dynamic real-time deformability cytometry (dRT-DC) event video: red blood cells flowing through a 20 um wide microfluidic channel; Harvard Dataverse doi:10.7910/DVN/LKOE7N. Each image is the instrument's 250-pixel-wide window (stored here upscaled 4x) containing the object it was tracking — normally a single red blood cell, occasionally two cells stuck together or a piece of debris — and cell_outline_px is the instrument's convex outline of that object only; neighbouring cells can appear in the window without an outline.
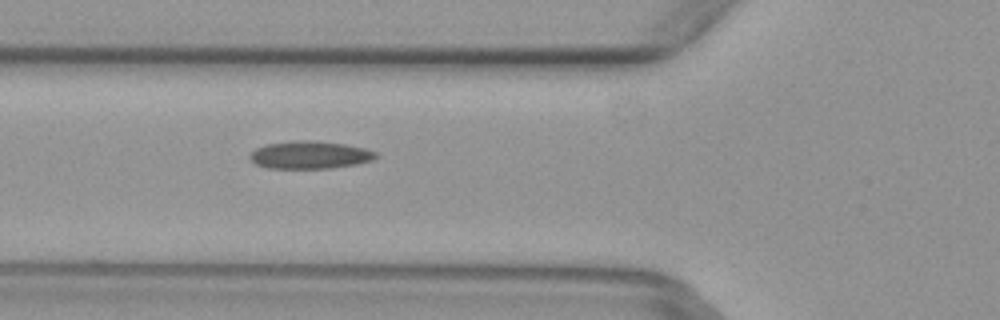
{"species": "common noctule bat (a hibernating species)", "species_latin": "Nyctalus noctula", "temperature_condition": "warm", "stored_images_in_passage": 3, "camera_frame_rate_fps": 3000, "um_per_image_px": 0.085, "animal": {"sex": "female", "body_mass_g": 29.2, "forearm_length_mm": 56.3}, "frame": {"image": 1, "passage_image": 3, "time_ms": 0.667, "image_size_px": [1000, 320], "cell_outline_px": [[376, 156], [372, 160], [356, 164], [328, 168], [264, 168], [256, 164], [248, 156], [256, 148], [268, 144], [300, 140], [316, 140], [344, 144], [364, 148], [376, 152]], "centroid_in_image_um": [26.32, 13.17], "position_along_channel_um": 99.5, "area_um2": 20.11}}